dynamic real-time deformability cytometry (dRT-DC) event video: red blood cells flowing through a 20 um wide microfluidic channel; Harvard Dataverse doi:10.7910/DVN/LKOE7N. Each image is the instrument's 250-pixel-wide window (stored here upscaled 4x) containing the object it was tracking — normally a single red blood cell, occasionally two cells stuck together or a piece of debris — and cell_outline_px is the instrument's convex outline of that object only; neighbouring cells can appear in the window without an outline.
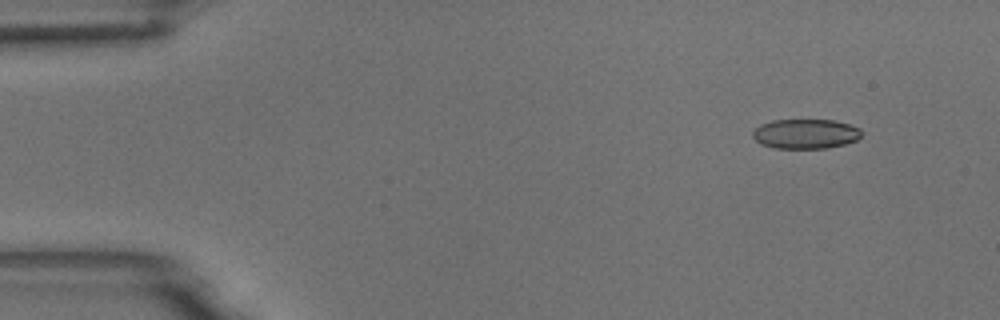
{"species": "common noctule bat (a hibernating species)", "species_latin": "Nyctalus noctula", "temperature_condition": "room temperature", "stored_images_in_passage": 4, "camera_frame_rate_fps": 3000, "um_per_image_px": 0.085, "animal": {"sex": "male", "body_mass_g": 18.8}, "frame": {"image": 1, "passage_image": 1, "time_ms": 0.0, "image_size_px": [1000, 320], "cell_outline_px": [[860, 136], [856, 140], [844, 144], [828, 148], [776, 148], [760, 144], [752, 136], [752, 132], [760, 124], [772, 120], [836, 120], [860, 128]], "centroid_in_image_um": [68.45, 11.37], "position_along_channel_um": 16.6, "area_um2": 18.79}}
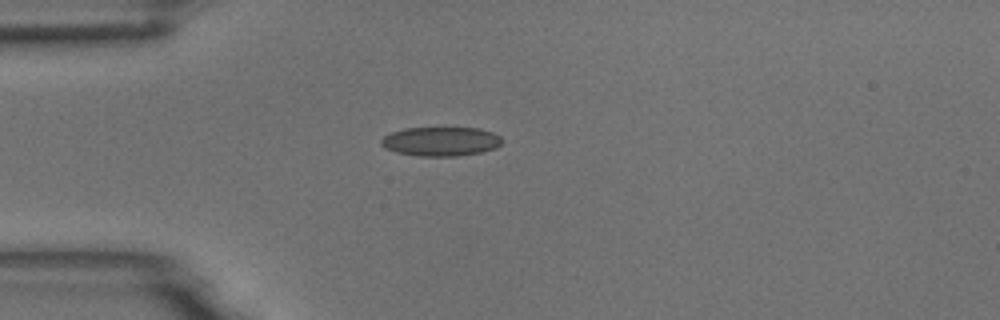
{"frame": {"image": 2, "passage_image": 4, "time_ms": 1.0, "image_size_px": [1000, 320], "cell_outline_px": [[500, 144], [496, 148], [480, 152], [456, 156], [420, 156], [396, 152], [384, 148], [380, 144], [380, 140], [384, 136], [392, 132], [404, 128], [480, 128], [492, 132], [500, 136]], "centroid_in_image_um": [37.44, 12.02], "position_along_channel_um": 47.6, "area_um2": 20.46}}